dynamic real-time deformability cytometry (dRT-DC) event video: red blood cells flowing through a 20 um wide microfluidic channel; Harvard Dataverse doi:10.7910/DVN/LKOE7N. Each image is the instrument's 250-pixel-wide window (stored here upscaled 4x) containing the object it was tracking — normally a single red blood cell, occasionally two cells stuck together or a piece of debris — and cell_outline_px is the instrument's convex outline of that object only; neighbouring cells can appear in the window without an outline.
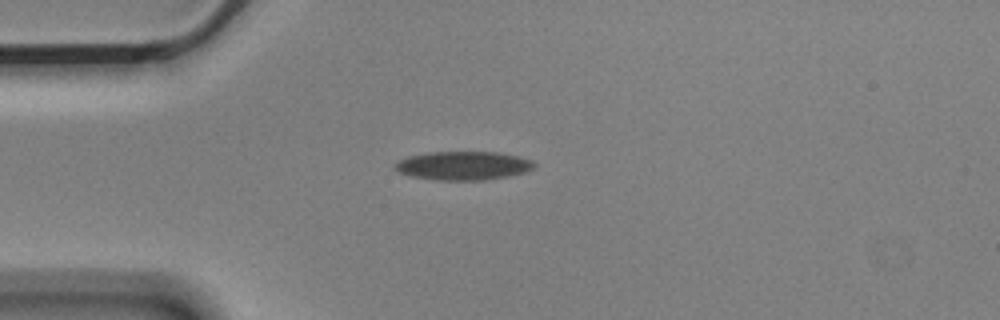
{"species": "Egyptian fruit bat (a non-hibernating species)", "species_latin": "Rousettus aegyptiacus", "temperature_condition": "cold", "stored_images_in_passage": 8, "camera_frame_rate_fps": 3000, "um_per_image_px": 0.085, "animal": {"sex": "male"}, "frame": {"image": 1, "passage_image": 3, "time_ms": 0.667, "image_size_px": [1000, 320], "cell_outline_px": [[536, 168], [528, 172], [508, 176], [484, 180], [436, 180], [412, 176], [400, 172], [392, 168], [392, 164], [408, 156], [428, 152], [496, 152], [516, 156], [532, 160], [536, 164]], "centroid_in_image_um": [39.38, 14.08], "position_along_channel_um": 45.6, "area_um2": 23.41}}
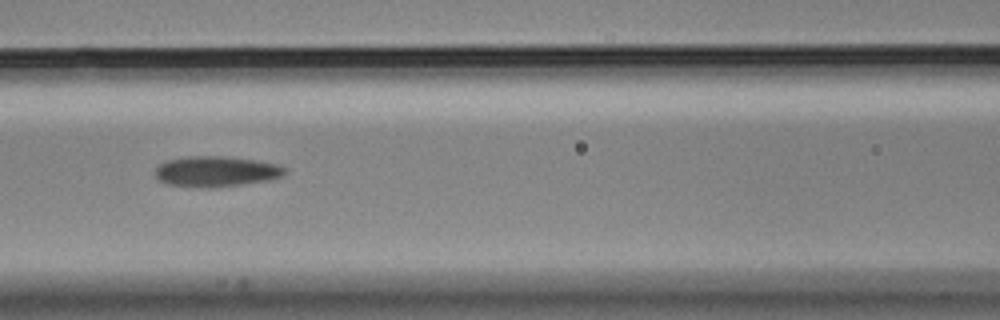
{"frame": {"image": 2, "passage_image": 6, "time_ms": 1.667, "image_size_px": [1000, 320], "cell_outline_px": [[288, 172], [284, 176], [268, 180], [216, 188], [200, 188], [168, 184], [156, 180], [156, 168], [160, 164], [168, 160], [188, 156], [224, 156], [256, 160], [276, 164], [288, 168]], "centroid_in_image_um": [18.4, 14.58], "position_along_channel_um": 148.2, "area_um2": 23.35}}
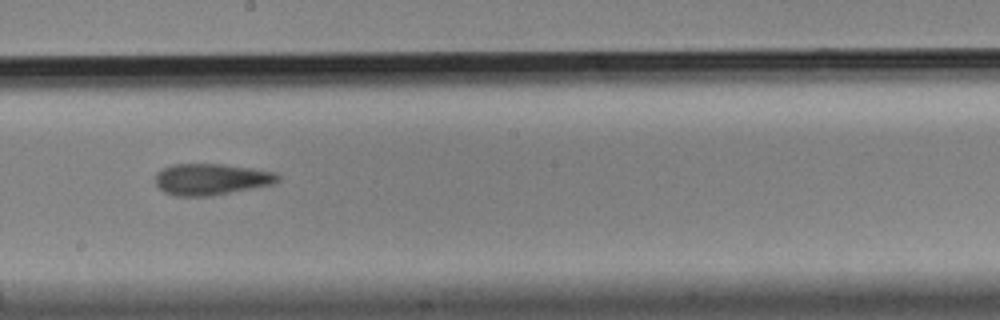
{"frame": {"image": 3, "passage_image": 8, "time_ms": 2.333, "image_size_px": [1000, 320], "cell_outline_px": [[280, 180], [272, 184], [212, 196], [176, 196], [164, 192], [156, 184], [156, 172], [160, 168], [172, 164], [224, 164], [252, 168], [276, 172], [280, 176]], "centroid_in_image_um": [17.94, 15.23], "position_along_channel_um": 230.3, "area_um2": 22.54}}